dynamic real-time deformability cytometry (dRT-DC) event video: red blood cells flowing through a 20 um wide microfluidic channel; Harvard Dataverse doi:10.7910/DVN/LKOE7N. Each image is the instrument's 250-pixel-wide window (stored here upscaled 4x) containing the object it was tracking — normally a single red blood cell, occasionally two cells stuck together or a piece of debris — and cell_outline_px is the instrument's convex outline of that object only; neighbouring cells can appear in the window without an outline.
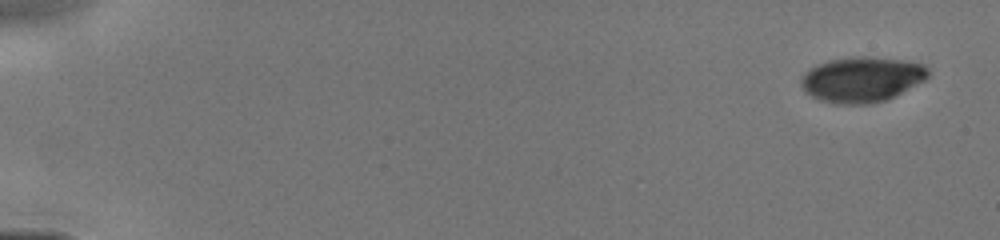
{"species": "human", "species_latin": "Homo sapiens", "temperature_condition": "cold", "stored_images_in_passage": 7, "camera_frame_rate_fps": 3000, "um_per_image_px": 0.085, "donor": {"sex": "male"}, "frame": {"image": 1, "passage_image": 1, "time_ms": 0.0, "image_size_px": [1000, 240], "cell_outline_px": [[928, 76], [924, 80], [884, 100], [868, 104], [836, 104], [820, 100], [804, 92], [800, 84], [800, 80], [804, 72], [816, 64], [828, 60], [860, 56], [864, 56], [900, 60], [924, 64], [928, 68]], "centroid_in_image_um": [73.19, 6.75], "position_along_channel_um": 11.8, "area_um2": 33.29}}
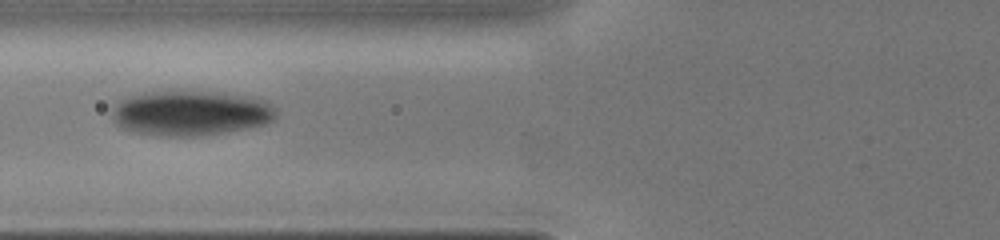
{"frame": {"image": 2, "passage_image": 6, "time_ms": 6.0, "image_size_px": [1000, 240], "cell_outline_px": [[276, 116], [272, 120], [264, 124], [248, 128], [228, 132], [204, 136], [160, 136], [132, 132], [120, 128], [112, 120], [112, 108], [124, 96], [144, 92], [172, 88], [184, 88], [224, 92], [256, 96], [268, 100], [276, 108]], "centroid_in_image_um": [16.2, 9.56], "position_along_channel_um": 109.6, "area_um2": 45.32}}
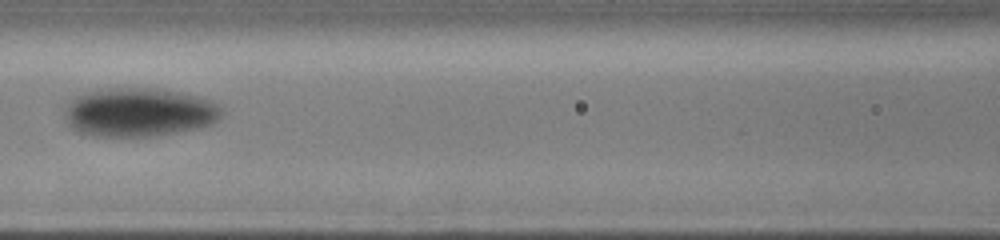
{"frame": {"image": 3, "passage_image": 7, "time_ms": 7.0, "image_size_px": [1000, 240], "cell_outline_px": [[224, 112], [212, 124], [196, 128], [148, 136], [92, 136], [80, 132], [72, 128], [68, 124], [64, 116], [64, 104], [68, 100], [84, 92], [100, 88], [156, 88], [180, 92], [200, 96], [212, 100], [224, 108]], "centroid_in_image_um": [11.78, 9.51], "position_along_channel_um": 154.8, "area_um2": 45.08}}